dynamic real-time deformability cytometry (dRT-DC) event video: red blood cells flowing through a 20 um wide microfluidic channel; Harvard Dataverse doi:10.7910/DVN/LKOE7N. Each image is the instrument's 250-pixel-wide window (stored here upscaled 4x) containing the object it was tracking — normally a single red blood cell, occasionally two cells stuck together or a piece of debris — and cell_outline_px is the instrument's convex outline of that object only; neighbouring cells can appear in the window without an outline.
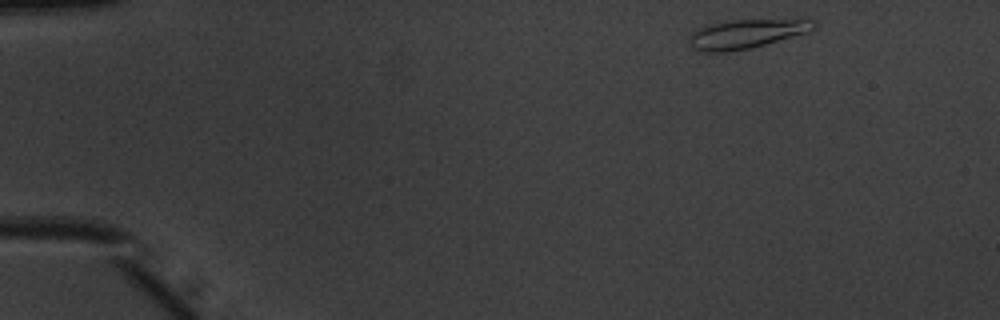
{"species": "common noctule bat (a hibernating species)", "species_latin": "Nyctalus noctula", "temperature_condition": "warm", "stored_images_in_passage": 46, "camera_frame_rate_fps": 3000, "um_per_image_px": 0.085, "animal": {"sex": "male", "body_mass_g": 20.1, "forearm_length_mm": 53.5}, "frame": {"image": 1, "passage_image": 1, "time_ms": 0.0, "image_size_px": [1000, 320], "cell_outline_px": [[816, 28], [808, 32], [752, 48], [728, 52], [696, 52], [692, 48], [688, 36], [692, 32], [708, 24], [732, 20], [816, 20]], "centroid_in_image_um": [63.39, 2.9], "position_along_channel_um": 21.6, "area_um2": 21.1}}
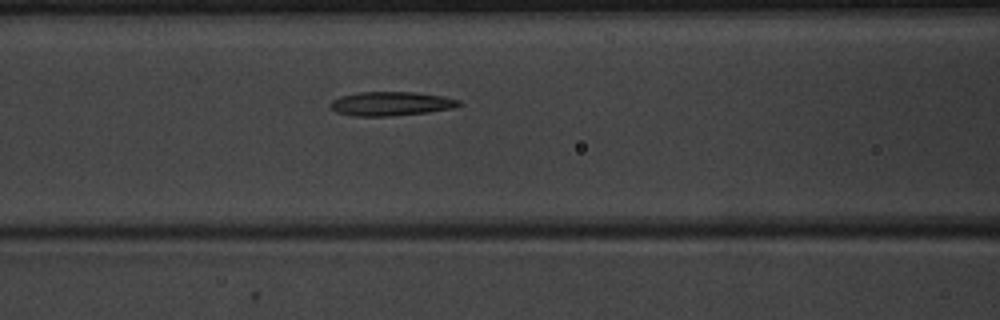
{"frame": {"image": 2, "passage_image": 17, "time_ms": 5.333, "image_size_px": [1000, 320], "cell_outline_px": [[464, 104], [452, 108], [428, 112], [392, 116], [352, 116], [336, 112], [328, 108], [328, 104], [332, 100], [340, 96], [360, 92], [412, 92], [444, 96], [460, 100]], "centroid_in_image_um": [33.2, 8.82], "position_along_channel_um": 133.4, "area_um2": 18.21}}
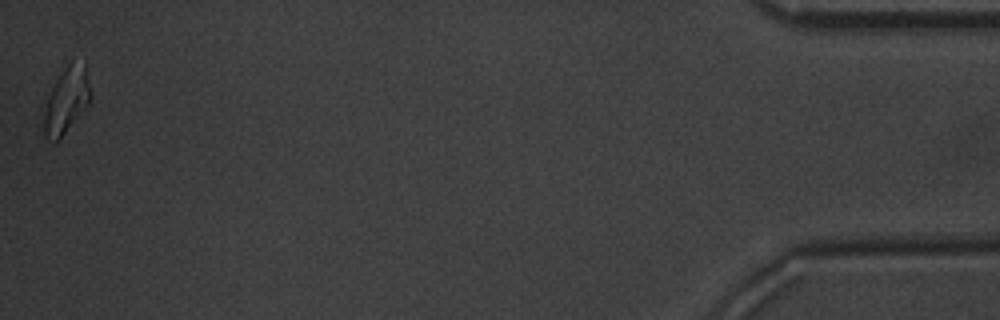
{"frame": {"image": 3, "passage_image": 46, "time_ms": 15.0, "image_size_px": [1000, 320], "cell_outline_px": [[92, 100], [56, 144], [48, 140], [44, 136], [44, 112], [52, 88], [56, 80], [64, 68], [72, 60], [84, 64], [92, 92]], "centroid_in_image_um": [5.67, 8.57], "position_along_channel_um": 429.5, "area_um2": 17.86}, "authors_computed_cell_mechanics": {"area_um2": 17.8602, "velocity_mm_per_s": 3.9484, "shape_relaxation_time_tau1_ms": 5.6215, "shape_relaxation_time_tau2_ms": 4.0003, "deformation_change_tau1": 0.2043, "deformation_change_tau2": 0.1297}}